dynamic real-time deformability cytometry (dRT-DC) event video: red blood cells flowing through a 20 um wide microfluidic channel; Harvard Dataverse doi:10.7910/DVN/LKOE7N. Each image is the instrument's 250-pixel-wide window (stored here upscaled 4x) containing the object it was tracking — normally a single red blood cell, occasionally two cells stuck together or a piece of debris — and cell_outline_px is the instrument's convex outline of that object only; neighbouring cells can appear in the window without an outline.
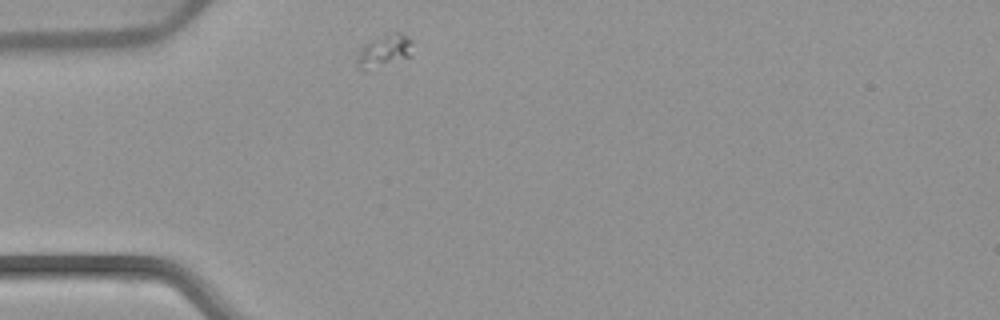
{"species": "common noctule bat (a hibernating species)", "species_latin": "Nyctalus noctula", "temperature_condition": "warm", "stored_images_in_passage": 41, "camera_frame_rate_fps": 3000, "um_per_image_px": 0.085, "animal": {"sex": "female", "body_mass_g": 22.7, "forearm_length_mm": 54.2}, "frame": {"image": 1, "passage_image": 1, "time_ms": 0.0, "image_size_px": [1000, 320], "cell_outline_px": [[412, 56], [364, 72], [360, 68], [356, 60], [360, 48], [364, 44], [372, 40], [396, 32], [400, 32], [412, 40]], "centroid_in_image_um": [32.67, 4.36], "position_along_channel_um": 52.3, "area_um2": 10.46}}
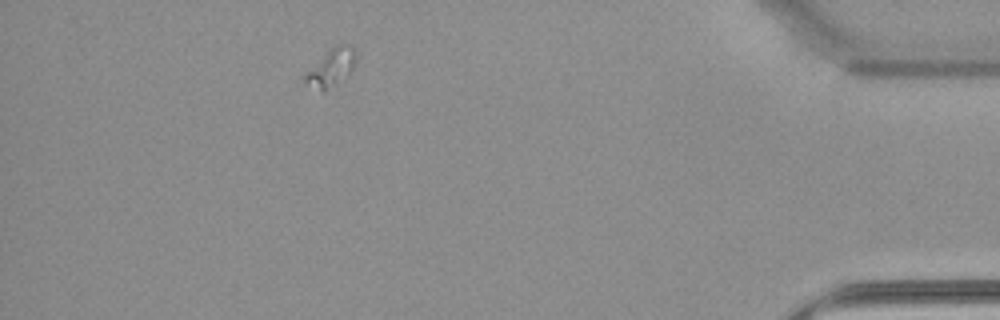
{"frame": {"image": 2, "passage_image": 36, "time_ms": 11.667, "image_size_px": [1000, 320], "cell_outline_px": [[360, 56], [352, 68], [336, 84], [324, 92], [320, 92], [304, 80], [300, 76], [328, 48], [344, 40], [352, 44]], "centroid_in_image_um": [28.17, 5.64], "position_along_channel_um": 407.0, "area_um2": 11.91}}